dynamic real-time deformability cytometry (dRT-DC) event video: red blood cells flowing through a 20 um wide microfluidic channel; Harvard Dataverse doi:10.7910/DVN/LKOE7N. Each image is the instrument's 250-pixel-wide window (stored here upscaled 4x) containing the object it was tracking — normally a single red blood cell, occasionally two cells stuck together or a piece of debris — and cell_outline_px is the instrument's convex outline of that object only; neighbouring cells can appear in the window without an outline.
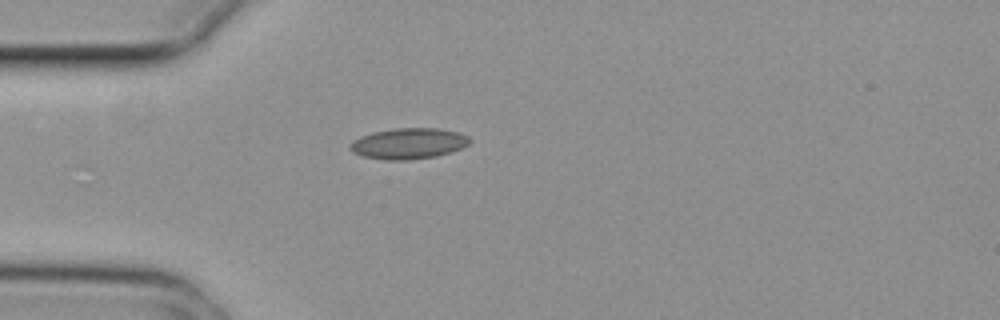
{"species": "common noctule bat (a hibernating species)", "species_latin": "Nyctalus noctula", "temperature_condition": "cold", "stored_images_in_passage": 2, "camera_frame_rate_fps": 3000, "um_per_image_px": 0.085, "animal": {"sex": "female", "body_mass_g": 29.2, "forearm_length_mm": 56.3}, "frame": {"image": 1, "passage_image": 1, "time_ms": 0.0, "image_size_px": [1000, 320], "cell_outline_px": [[472, 140], [468, 144], [460, 148], [436, 156], [408, 160], [388, 160], [364, 156], [352, 152], [348, 148], [348, 144], [352, 140], [360, 136], [372, 132], [392, 128], [440, 128], [460, 132], [468, 136]], "centroid_in_image_um": [34.69, 12.18], "position_along_channel_um": 50.3, "area_um2": 21.68}}